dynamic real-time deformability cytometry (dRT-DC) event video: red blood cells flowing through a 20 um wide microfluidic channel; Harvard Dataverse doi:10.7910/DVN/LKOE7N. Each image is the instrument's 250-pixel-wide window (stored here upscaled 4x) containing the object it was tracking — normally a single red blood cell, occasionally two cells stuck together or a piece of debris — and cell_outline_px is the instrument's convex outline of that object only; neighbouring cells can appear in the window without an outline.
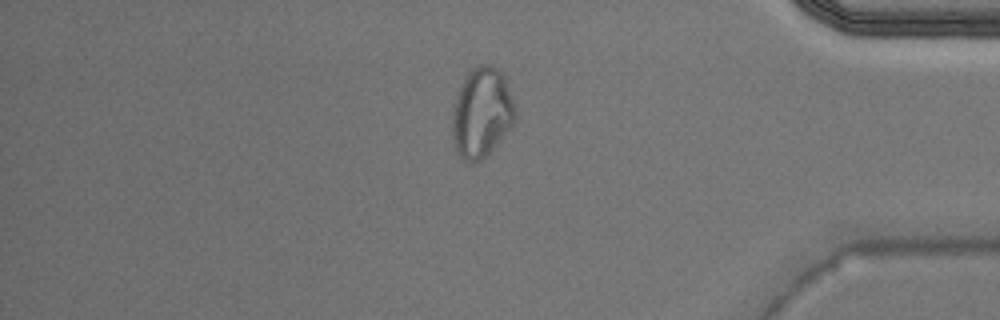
{"species": "Egyptian fruit bat (a non-hibernating species)", "species_latin": "Rousettus aegyptiacus", "temperature_condition": "warm", "stored_images_in_passage": 41, "camera_frame_rate_fps": 3000, "um_per_image_px": 0.085, "animal": {"sex": "male"}, "frame": {"image": 1, "passage_image": 35, "time_ms": 11.333, "image_size_px": [1000, 320], "cell_outline_px": [[516, 116], [512, 124], [492, 148], [480, 160], [464, 160], [456, 152], [452, 144], [452, 112], [456, 96], [460, 84], [468, 72], [476, 64], [492, 64], [504, 76], [516, 112]], "centroid_in_image_um": [40.9, 9.53], "position_along_channel_um": 394.3, "area_um2": 32.6}}
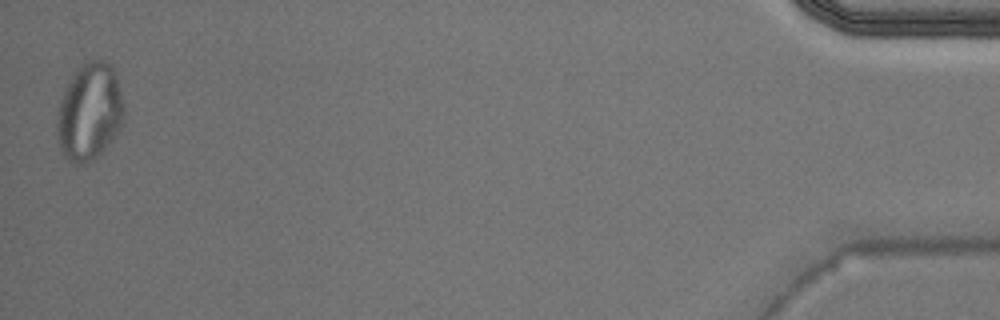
{"frame": {"image": 2, "passage_image": 41, "time_ms": 13.333, "image_size_px": [1000, 320], "cell_outline_px": [[124, 120], [120, 128], [112, 140], [96, 156], [84, 164], [72, 164], [64, 156], [60, 148], [56, 132], [56, 120], [60, 100], [72, 72], [76, 68], [88, 60], [104, 60], [112, 68], [116, 76], [124, 104]], "centroid_in_image_um": [7.59, 9.5], "position_along_channel_um": 427.6, "area_um2": 38.09}}